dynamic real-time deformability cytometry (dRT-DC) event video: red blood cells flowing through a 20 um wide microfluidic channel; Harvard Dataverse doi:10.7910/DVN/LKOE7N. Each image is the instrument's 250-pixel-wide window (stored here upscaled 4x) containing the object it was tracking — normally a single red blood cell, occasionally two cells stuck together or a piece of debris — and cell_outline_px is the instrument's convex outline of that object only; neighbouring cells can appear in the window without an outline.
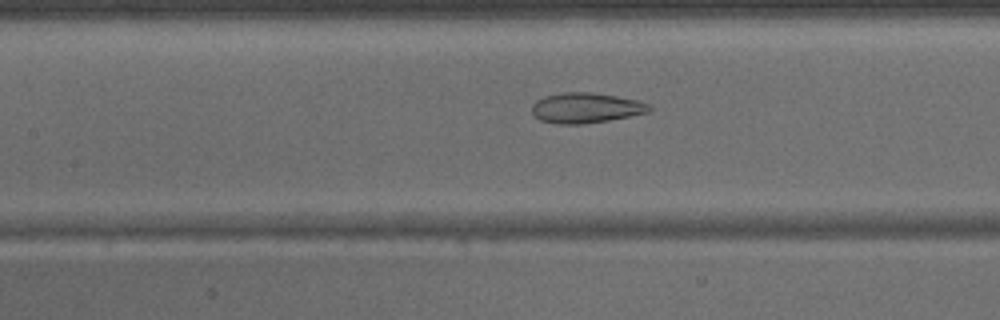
{"species": "common noctule bat (a hibernating species)", "species_latin": "Nyctalus noctula", "temperature_condition": "warm", "stored_images_in_passage": 44, "camera_frame_rate_fps": 3000, "um_per_image_px": 0.085, "animal": {"sex": "male", "body_mass_g": 15.6}, "frame": {"image": 1, "passage_image": 20, "time_ms": 6.333, "image_size_px": [1000, 320], "cell_outline_px": [[652, 108], [648, 112], [608, 120], [580, 124], [556, 124], [540, 120], [532, 112], [532, 104], [536, 100], [544, 96], [564, 92], [592, 92], [616, 96], [636, 100], [648, 104]], "centroid_in_image_um": [49.75, 9.16], "position_along_channel_um": 157.6, "area_um2": 20.52}}
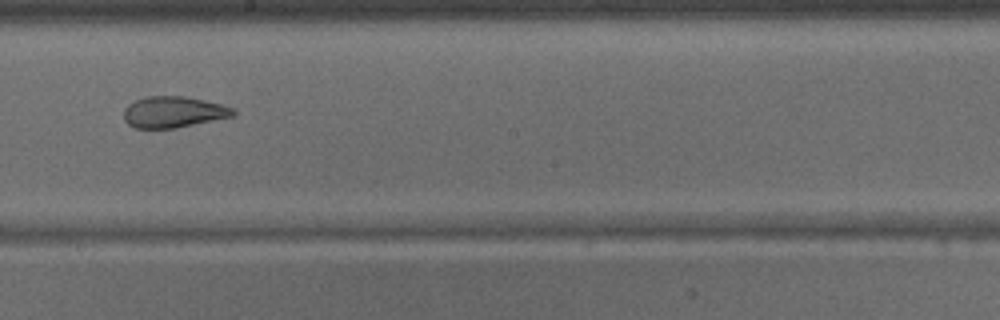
{"frame": {"image": 2, "passage_image": 25, "time_ms": 8.0, "image_size_px": [1000, 320], "cell_outline_px": [[236, 116], [176, 128], [136, 128], [128, 124], [124, 120], [124, 108], [128, 104], [144, 96], [184, 96], [224, 104], [232, 108], [236, 112]], "centroid_in_image_um": [14.77, 9.52], "position_along_channel_um": 233.4, "area_um2": 20.11}}
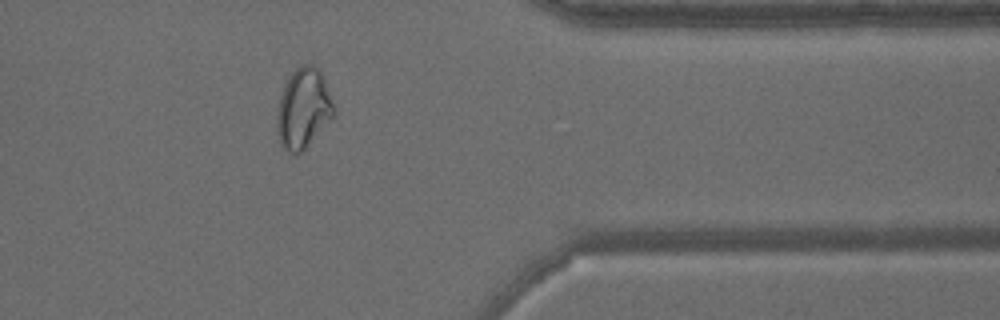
{"frame": {"image": 3, "passage_image": 36, "time_ms": 11.667, "image_size_px": [1000, 320], "cell_outline_px": [[336, 116], [296, 156], [288, 152], [280, 144], [276, 124], [276, 116], [280, 96], [284, 84], [288, 76], [300, 64], [312, 64], [320, 68], [324, 76], [336, 112]], "centroid_in_image_um": [25.8, 9.19], "position_along_channel_um": 385.6, "area_um2": 26.99}}